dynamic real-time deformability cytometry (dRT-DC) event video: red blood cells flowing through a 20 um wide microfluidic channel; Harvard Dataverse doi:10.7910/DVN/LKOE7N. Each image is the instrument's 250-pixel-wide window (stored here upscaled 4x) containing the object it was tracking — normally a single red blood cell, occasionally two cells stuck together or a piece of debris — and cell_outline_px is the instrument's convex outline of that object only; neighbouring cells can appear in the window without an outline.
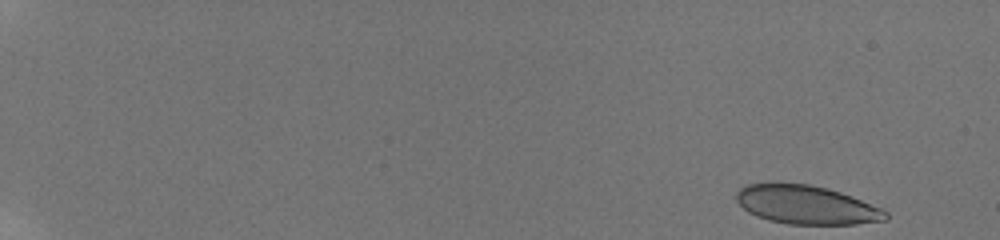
{"species": "human", "species_latin": "Homo sapiens", "temperature_condition": "room temperature", "stored_images_in_passage": 53, "camera_frame_rate_fps": 3000, "um_per_image_px": 0.085, "donor": {"sex": "male"}, "frame": {"image": 1, "passage_image": 1, "time_ms": 0.0, "image_size_px": [1000, 240], "cell_outline_px": [[888, 220], [856, 224], [788, 224], [768, 220], [756, 216], [748, 212], [736, 200], [736, 192], [740, 188], [748, 184], [772, 180], [780, 180], [808, 184], [828, 188], [852, 196], [880, 208], [888, 212]], "centroid_in_image_um": [68.49, 17.37], "position_along_channel_um": 16.5, "area_um2": 34.39}}
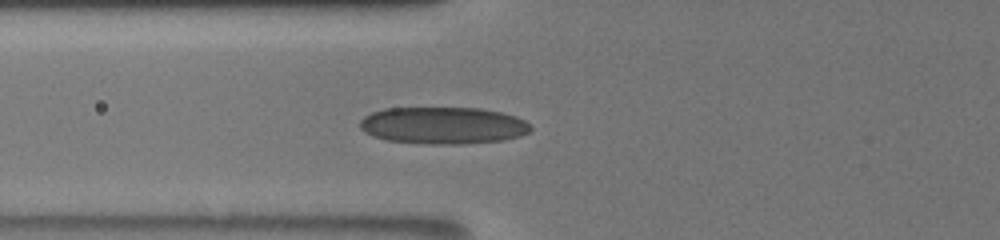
{"frame": {"image": 2, "passage_image": 22, "time_ms": 7.0, "image_size_px": [1000, 240], "cell_outline_px": [[532, 128], [528, 132], [520, 136], [504, 140], [460, 144], [424, 144], [384, 140], [372, 136], [364, 132], [360, 128], [360, 120], [364, 116], [372, 112], [384, 108], [480, 108], [500, 112], [516, 116], [524, 120]], "centroid_in_image_um": [37.63, 10.67], "position_along_channel_um": 88.2, "area_um2": 37.05}}
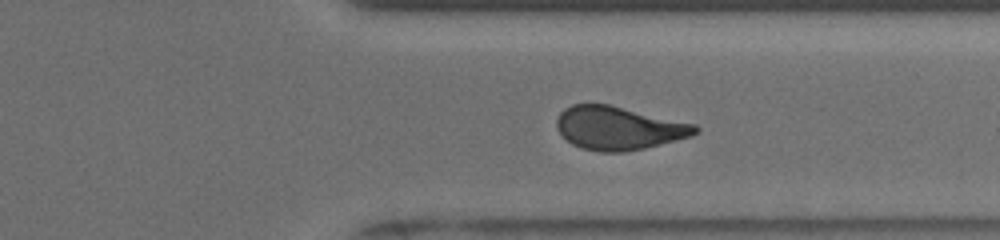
{"frame": {"image": 3, "passage_image": 43, "time_ms": 14.0, "image_size_px": [1000, 240], "cell_outline_px": [[700, 128], [692, 136], [644, 148], [624, 152], [600, 152], [580, 148], [572, 144], [556, 128], [556, 120], [560, 112], [564, 108], [572, 104], [608, 104], [696, 124]], "centroid_in_image_um": [52.57, 10.89], "position_along_channel_um": 358.8, "area_um2": 34.91}, "authors_computed_cell_mechanics": {"area_um2": 35.2002, "velocity_mm_per_s": 3.8662, "shape_relaxation_time_tau1_ms": null, "shape_relaxation_time_tau2_ms": 1.3921, "deformation_change_tau1": null, "deformation_change_tau2": 0.1048}}